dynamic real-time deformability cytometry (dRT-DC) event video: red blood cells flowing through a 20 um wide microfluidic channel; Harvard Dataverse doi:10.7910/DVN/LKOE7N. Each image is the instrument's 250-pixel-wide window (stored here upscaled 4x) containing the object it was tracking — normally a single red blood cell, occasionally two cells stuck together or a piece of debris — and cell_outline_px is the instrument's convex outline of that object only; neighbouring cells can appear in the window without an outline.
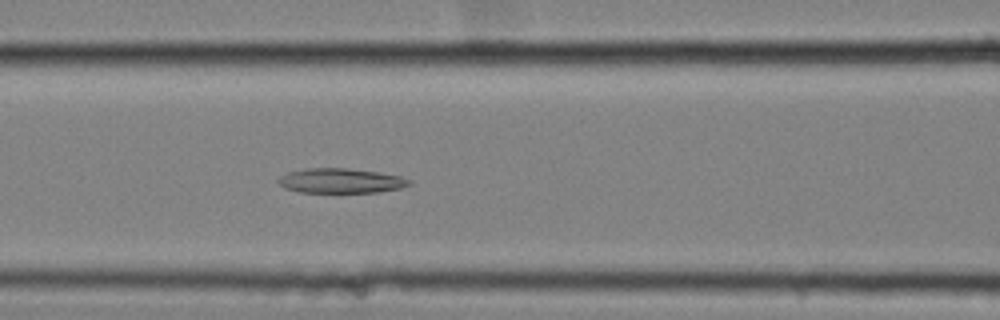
{"species": "common noctule bat (a hibernating species)", "species_latin": "Nyctalus noctula", "temperature_condition": "cold", "stored_images_in_passage": 49, "camera_frame_rate_fps": 3000, "um_per_image_px": 0.085, "animal": {"sex": "female", "body_mass_g": 25.1}, "frame": {"image": 1, "passage_image": 17, "time_ms": 5.333, "image_size_px": [1000, 320], "cell_outline_px": [[412, 184], [400, 188], [380, 192], [300, 192], [284, 188], [276, 180], [280, 176], [288, 172], [308, 168], [348, 168], [376, 172], [400, 176], [412, 180]], "centroid_in_image_um": [28.97, 15.36], "position_along_channel_um": 137.6, "area_um2": 18.84}}
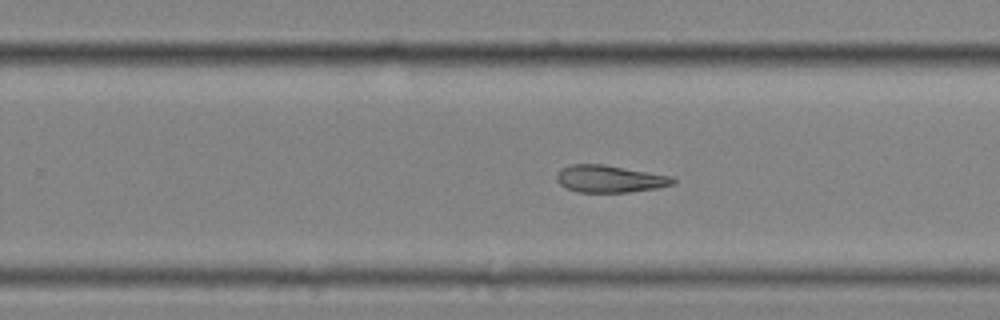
{"frame": {"image": 2, "passage_image": 29, "time_ms": 9.333, "image_size_px": [1000, 320], "cell_outline_px": [[676, 184], [656, 188], [628, 192], [576, 192], [560, 184], [556, 180], [556, 176], [560, 168], [572, 164], [604, 164], [672, 176], [676, 180]], "centroid_in_image_um": [51.83, 15.2], "position_along_channel_um": 278.0, "area_um2": 18.5}}
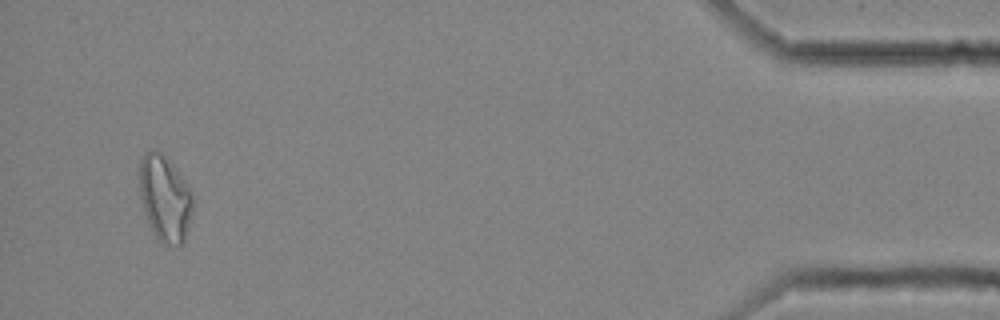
{"frame": {"image": 3, "passage_image": 47, "time_ms": 15.333, "image_size_px": [1000, 320], "cell_outline_px": [[192, 212], [184, 240], [180, 244], [168, 244], [156, 240], [144, 216], [140, 200], [140, 160], [144, 152], [152, 148], [156, 148], [172, 164], [192, 192]], "centroid_in_image_um": [13.97, 16.85], "position_along_channel_um": 421.2, "area_um2": 26.76}}